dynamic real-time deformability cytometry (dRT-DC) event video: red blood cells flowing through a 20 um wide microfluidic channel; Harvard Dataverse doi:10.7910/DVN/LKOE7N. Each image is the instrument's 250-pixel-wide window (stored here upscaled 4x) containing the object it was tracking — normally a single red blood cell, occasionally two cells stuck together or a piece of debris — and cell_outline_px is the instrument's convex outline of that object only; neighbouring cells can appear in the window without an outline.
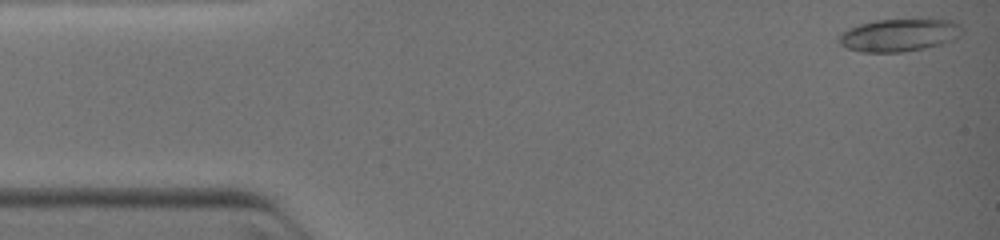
{"species": "common noctule bat (a hibernating species)", "species_latin": "Nyctalus noctula", "temperature_condition": "warm", "stored_images_in_passage": 31, "camera_frame_rate_fps": 3000, "um_per_image_px": 0.085, "animal": {"sex": "female", "body_mass_g": 19.0, "forearm_length_mm": 51.5}, "frame": {"image": 1, "passage_image": 1, "time_ms": 0.0, "image_size_px": [1000, 240], "cell_outline_px": [[964, 32], [960, 36], [944, 44], [924, 48], [900, 52], [864, 52], [848, 48], [840, 44], [836, 40], [836, 36], [840, 32], [848, 28], [860, 24], [876, 20], [920, 16], [932, 16], [952, 20], [960, 24], [964, 28]], "centroid_in_image_um": [76.51, 2.91], "position_along_channel_um": 8.5, "area_um2": 24.85}}
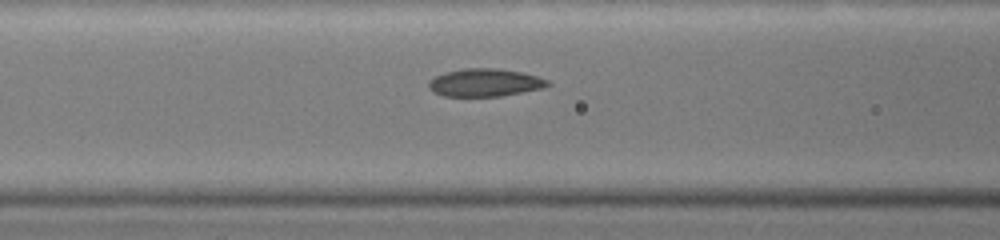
{"frame": {"image": 2, "passage_image": 21, "time_ms": 4.667, "image_size_px": [1000, 240], "cell_outline_px": [[552, 84], [544, 88], [500, 96], [444, 96], [432, 92], [428, 88], [428, 80], [444, 72], [464, 68], [496, 68], [520, 72], [536, 76], [548, 80]], "centroid_in_image_um": [41.19, 7.02], "position_along_channel_um": 125.4, "area_um2": 19.36}}
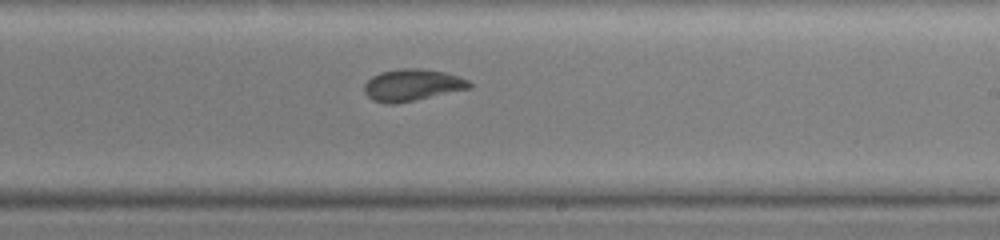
{"frame": {"image": 3, "passage_image": 31, "time_ms": 7.333, "image_size_px": [1000, 240], "cell_outline_px": [[472, 88], [396, 104], [384, 104], [372, 100], [364, 92], [364, 84], [372, 76], [380, 72], [396, 68], [420, 68], [444, 72], [460, 76], [468, 80], [472, 84]], "centroid_in_image_um": [35.03, 7.23], "position_along_channel_um": 254.0, "area_um2": 19.77}}